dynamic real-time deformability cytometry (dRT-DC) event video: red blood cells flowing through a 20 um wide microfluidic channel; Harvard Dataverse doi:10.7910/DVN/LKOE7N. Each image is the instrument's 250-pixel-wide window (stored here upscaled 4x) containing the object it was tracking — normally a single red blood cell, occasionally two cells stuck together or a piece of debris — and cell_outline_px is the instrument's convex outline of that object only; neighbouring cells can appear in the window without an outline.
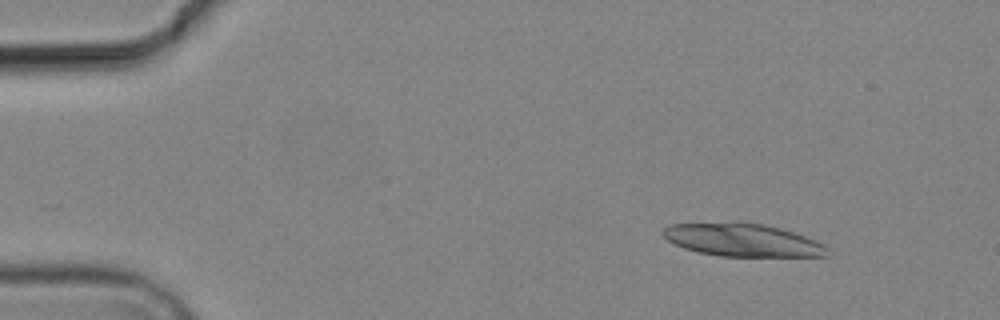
{"species": "common noctule bat (a hibernating species)", "species_latin": "Nyctalus noctula", "temperature_condition": "cold", "stored_images_in_passage": 4, "camera_frame_rate_fps": 3000, "um_per_image_px": 0.085, "animal": {"sex": "male", "body_mass_g": 19.2, "forearm_length_mm": 51.8}, "frame": {"image": 1, "passage_image": 2, "time_ms": 1.333, "image_size_px": [1000, 320], "cell_outline_px": [[828, 256], [720, 256], [700, 252], [684, 248], [668, 240], [660, 232], [664, 228], [672, 224], [764, 224], [780, 228], [816, 240], [824, 244]], "centroid_in_image_um": [63.13, 20.43], "position_along_channel_um": 21.9, "area_um2": 30.4}}